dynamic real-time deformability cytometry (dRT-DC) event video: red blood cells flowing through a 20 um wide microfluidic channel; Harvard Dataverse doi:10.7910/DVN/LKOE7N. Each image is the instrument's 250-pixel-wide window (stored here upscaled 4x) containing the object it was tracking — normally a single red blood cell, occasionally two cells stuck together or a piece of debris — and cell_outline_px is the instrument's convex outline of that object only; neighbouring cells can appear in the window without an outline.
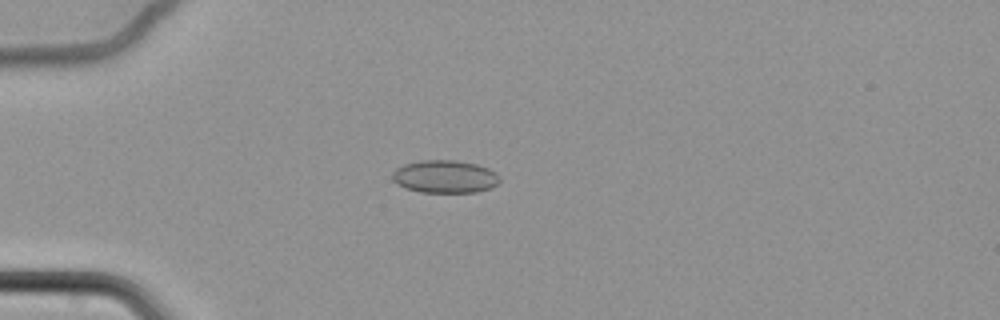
{"species": "common noctule bat (a hibernating species)", "species_latin": "Nyctalus noctula", "temperature_condition": "cold", "stored_images_in_passage": 65, "camera_frame_rate_fps": 3000, "um_per_image_px": 0.085, "animal": {"sex": "female", "body_mass_g": 22.7, "forearm_length_mm": 54.2}, "frame": {"image": 1, "passage_image": 21, "time_ms": 6.667, "image_size_px": [1000, 320], "cell_outline_px": [[500, 180], [492, 188], [476, 192], [420, 192], [404, 188], [396, 184], [392, 180], [392, 172], [396, 168], [404, 164], [420, 160], [456, 160], [476, 164], [488, 168], [496, 172], [500, 176]], "centroid_in_image_um": [37.8, 15.01], "position_along_channel_um": 47.2, "area_um2": 20.75}}
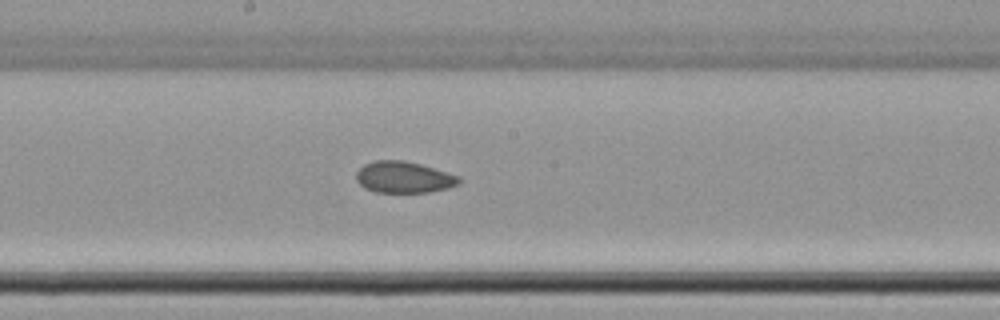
{"frame": {"image": 2, "passage_image": 38, "time_ms": 12.333, "image_size_px": [1000, 320], "cell_outline_px": [[460, 184], [448, 188], [428, 192], [376, 192], [364, 188], [356, 180], [356, 172], [364, 164], [372, 160], [404, 160], [420, 164], [460, 176]], "centroid_in_image_um": [34.31, 15.06], "position_along_channel_um": 213.9, "area_um2": 18.9}}
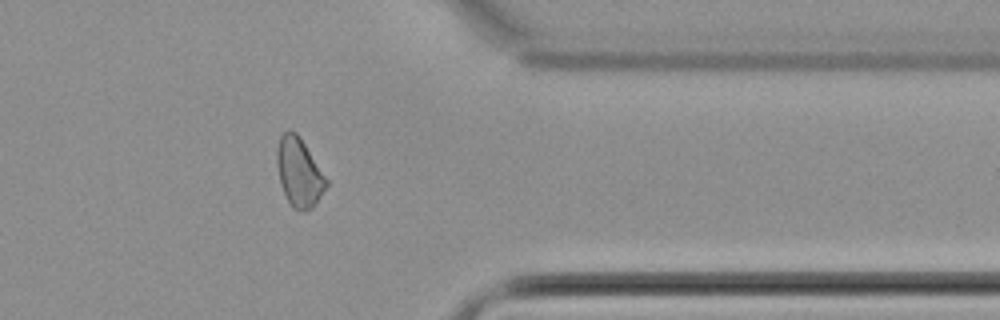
{"frame": {"image": 3, "passage_image": 54, "time_ms": 17.667, "image_size_px": [1000, 320], "cell_outline_px": [[328, 184], [312, 208], [304, 212], [300, 212], [292, 208], [280, 184], [276, 160], [276, 148], [280, 136], [288, 128], [296, 132], [300, 136], [328, 180]], "centroid_in_image_um": [25.4, 14.63], "position_along_channel_um": 386.0, "area_um2": 19.94}, "authors_computed_cell_mechanics": {"area_um2": 20.1144, "velocity_mm_per_s": 3.4174, "shape_relaxation_time_tau1_ms": null, "shape_relaxation_time_tau2_ms": 2.4746, "deformation_change_tau1": null, "deformation_change_tau2": 0.0621}}